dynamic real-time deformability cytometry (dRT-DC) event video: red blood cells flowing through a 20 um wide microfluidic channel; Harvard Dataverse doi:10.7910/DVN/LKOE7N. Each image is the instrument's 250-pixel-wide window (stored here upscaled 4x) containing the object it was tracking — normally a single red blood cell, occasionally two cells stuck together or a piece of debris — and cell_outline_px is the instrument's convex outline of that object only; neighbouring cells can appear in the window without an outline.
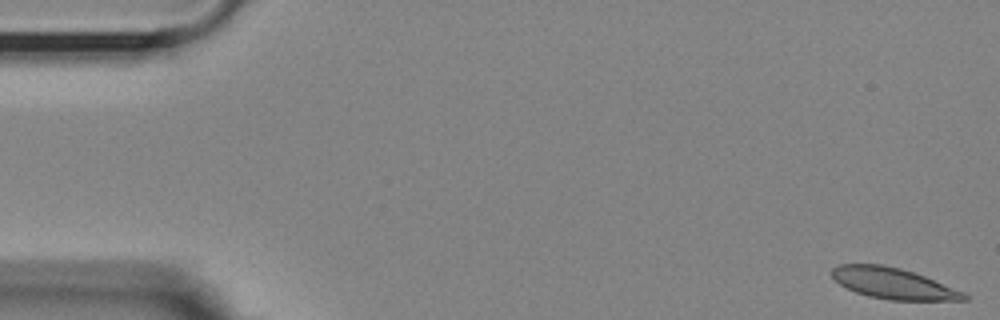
{"species": "Egyptian fruit bat (a non-hibernating species)", "species_latin": "Rousettus aegyptiacus", "temperature_condition": "room temperature", "stored_images_in_passage": 55, "camera_frame_rate_fps": 3000, "um_per_image_px": 0.085, "animal": {"sex": "female"}, "frame": {"image": 1, "passage_image": 1, "time_ms": 0.0, "image_size_px": [1000, 320], "cell_outline_px": [[968, 300], [888, 300], [868, 296], [856, 292], [840, 284], [832, 276], [832, 268], [840, 264], [884, 264], [900, 268], [924, 276], [964, 292], [968, 296]], "centroid_in_image_um": [75.92, 24.09], "position_along_channel_um": 9.1, "area_um2": 23.64}}
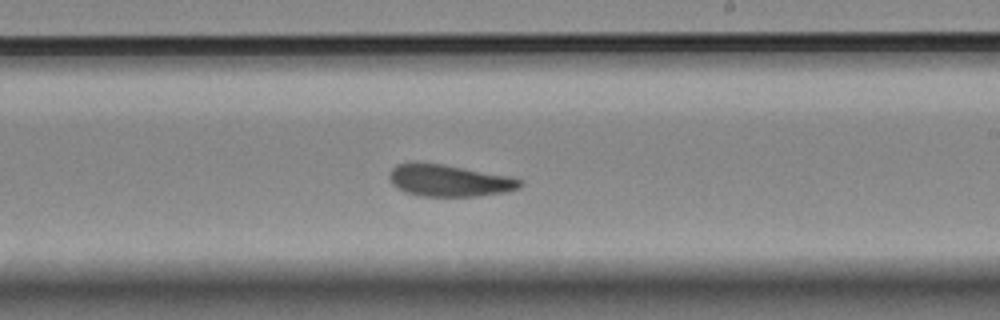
{"frame": {"image": 2, "passage_image": 32, "time_ms": 10.333, "image_size_px": [1000, 320], "cell_outline_px": [[524, 184], [520, 188], [504, 192], [476, 196], [416, 196], [404, 192], [396, 188], [392, 184], [388, 176], [388, 172], [396, 164], [412, 160], [444, 164], [508, 176], [524, 180]], "centroid_in_image_um": [38.1, 15.32], "position_along_channel_um": 250.9, "area_um2": 24.85}}
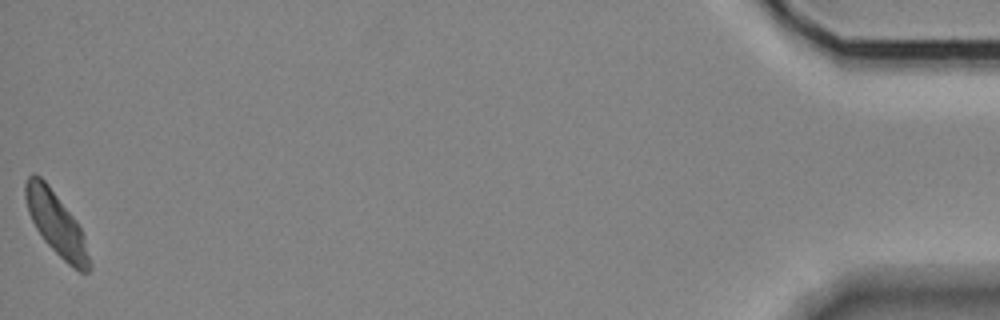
{"frame": {"image": 3, "passage_image": 55, "time_ms": 18.0, "image_size_px": [1000, 320], "cell_outline_px": [[92, 268], [88, 272], [80, 272], [68, 264], [44, 240], [36, 228], [28, 212], [24, 196], [24, 184], [28, 176], [32, 172], [40, 176], [48, 184], [76, 220], [84, 236], [92, 264]], "centroid_in_image_um": [4.78, 19.0], "position_along_channel_um": 430.4, "area_um2": 23.41}, "authors_computed_cell_mechanics": {"area_um2": 24.3338, "velocity_mm_per_s": 3.5853, "shape_relaxation_time_tau1_ms": 7.8255, "shape_relaxation_time_tau2_ms": null, "deformation_change_tau1": 0.1608, "deformation_change_tau2": null}}